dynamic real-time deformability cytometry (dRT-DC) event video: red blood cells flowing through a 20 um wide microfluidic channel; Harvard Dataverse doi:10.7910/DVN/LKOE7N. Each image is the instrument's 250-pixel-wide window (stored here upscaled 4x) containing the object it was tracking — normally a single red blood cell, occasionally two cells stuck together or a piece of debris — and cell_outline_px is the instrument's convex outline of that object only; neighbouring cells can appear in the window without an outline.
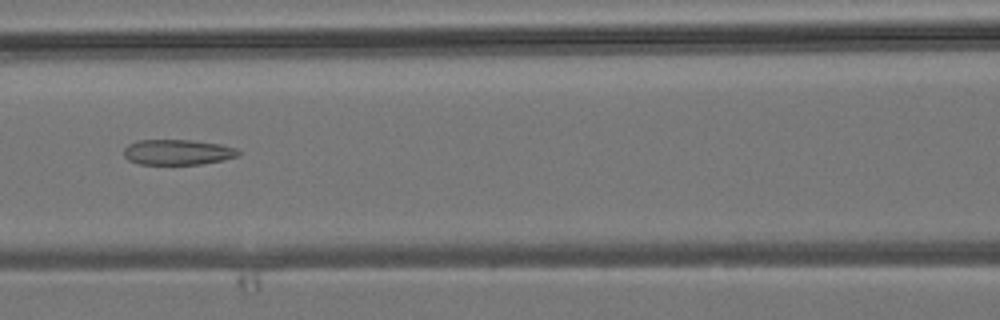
{"species": "common noctule bat (a hibernating species)", "species_latin": "Nyctalus noctula", "temperature_condition": "room temperature", "stored_images_in_passage": 4, "camera_frame_rate_fps": 3000, "um_per_image_px": 0.085, "animal": {"sex": "male", "body_mass_g": 19.2, "forearm_length_mm": 51.8}, "frame": {"image": 1, "passage_image": 4, "time_ms": 4.333, "image_size_px": [1000, 320], "cell_outline_px": [[240, 152], [236, 156], [224, 160], [200, 164], [140, 164], [128, 160], [124, 156], [124, 148], [128, 144], [136, 140], [192, 140], [220, 144], [236, 148]], "centroid_in_image_um": [15.07, 12.93], "position_along_channel_um": 151.5, "area_um2": 16.94}}